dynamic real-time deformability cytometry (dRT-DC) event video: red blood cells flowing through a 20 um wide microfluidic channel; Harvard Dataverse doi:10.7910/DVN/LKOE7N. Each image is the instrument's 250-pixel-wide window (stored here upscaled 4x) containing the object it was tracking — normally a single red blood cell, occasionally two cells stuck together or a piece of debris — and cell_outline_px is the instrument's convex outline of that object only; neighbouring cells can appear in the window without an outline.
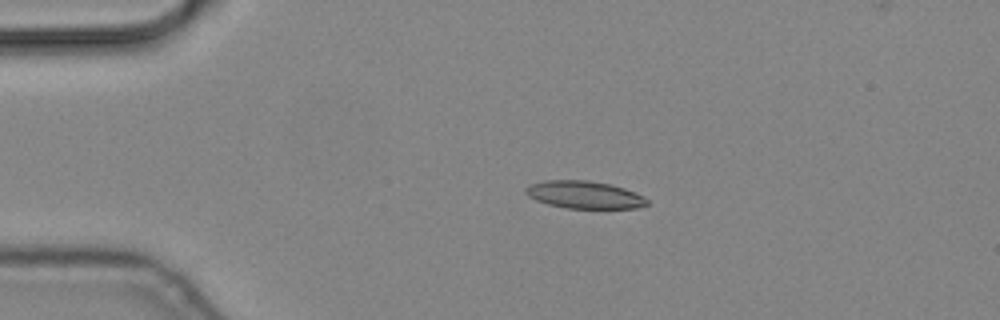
{"species": "common noctule bat (a hibernating species)", "species_latin": "Nyctalus noctula", "temperature_condition": "cold", "stored_images_in_passage": 6, "camera_frame_rate_fps": 3000, "um_per_image_px": 0.085, "animal": {"sex": "male", "body_mass_g": 19.2, "forearm_length_mm": 51.8}, "frame": {"image": 1, "passage_image": 4, "time_ms": 1.0, "image_size_px": [1000, 320], "cell_outline_px": [[648, 204], [640, 208], [568, 208], [548, 204], [536, 200], [528, 196], [524, 192], [524, 188], [528, 184], [544, 180], [588, 180], [612, 184], [636, 192], [644, 196], [648, 200]], "centroid_in_image_um": [49.67, 16.54], "position_along_channel_um": 35.3, "area_um2": 19.71}}